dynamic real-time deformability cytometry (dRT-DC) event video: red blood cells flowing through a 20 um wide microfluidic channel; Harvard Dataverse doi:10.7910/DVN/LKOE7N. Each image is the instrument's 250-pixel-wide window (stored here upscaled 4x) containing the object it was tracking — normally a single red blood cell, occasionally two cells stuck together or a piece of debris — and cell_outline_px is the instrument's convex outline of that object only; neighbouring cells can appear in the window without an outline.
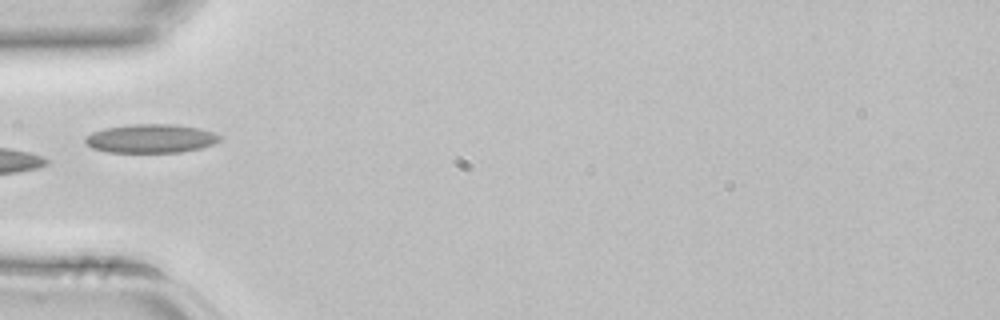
{"species": "common noctule bat (a hibernating species)", "species_latin": "Nyctalus noctula", "temperature_condition": "room temperature", "stored_images_in_passage": 4, "camera_frame_rate_fps": 3000, "um_per_image_px": 0.085, "animal": {"sex": "female", "body_mass_g": 22.7, "forearm_length_mm": 54.2}, "frame": {"image": 1, "passage_image": 4, "time_ms": 1.0, "image_size_px": [1000, 320], "cell_outline_px": [[220, 140], [212, 144], [200, 148], [180, 152], [108, 152], [92, 148], [84, 140], [84, 136], [92, 132], [104, 128], [132, 124], [172, 124], [200, 128], [212, 132], [220, 136]], "centroid_in_image_um": [12.79, 11.77], "position_along_channel_um": 72.2, "area_um2": 22.43}}